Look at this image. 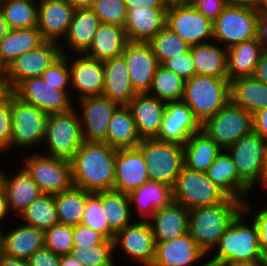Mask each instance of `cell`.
<instances>
[{"instance_id": "obj_1", "label": "cell", "mask_w": 267, "mask_h": 266, "mask_svg": "<svg viewBox=\"0 0 267 266\" xmlns=\"http://www.w3.org/2000/svg\"><path fill=\"white\" fill-rule=\"evenodd\" d=\"M116 151L107 143L83 141L70 159L73 186L89 192L113 189Z\"/></svg>"}, {"instance_id": "obj_2", "label": "cell", "mask_w": 267, "mask_h": 266, "mask_svg": "<svg viewBox=\"0 0 267 266\" xmlns=\"http://www.w3.org/2000/svg\"><path fill=\"white\" fill-rule=\"evenodd\" d=\"M251 209L247 199L243 201V209L226 227L214 248V251L217 250L216 255L207 260L209 266L233 261H264V254L259 245L258 227L254 221H251L249 226L244 220L246 216L249 217Z\"/></svg>"}, {"instance_id": "obj_3", "label": "cell", "mask_w": 267, "mask_h": 266, "mask_svg": "<svg viewBox=\"0 0 267 266\" xmlns=\"http://www.w3.org/2000/svg\"><path fill=\"white\" fill-rule=\"evenodd\" d=\"M242 209L243 203L231 197L216 205L191 209L188 233L206 254L212 252L226 227Z\"/></svg>"}, {"instance_id": "obj_4", "label": "cell", "mask_w": 267, "mask_h": 266, "mask_svg": "<svg viewBox=\"0 0 267 266\" xmlns=\"http://www.w3.org/2000/svg\"><path fill=\"white\" fill-rule=\"evenodd\" d=\"M182 101L202 124L230 101V82L228 78L195 74L185 80Z\"/></svg>"}, {"instance_id": "obj_5", "label": "cell", "mask_w": 267, "mask_h": 266, "mask_svg": "<svg viewBox=\"0 0 267 266\" xmlns=\"http://www.w3.org/2000/svg\"><path fill=\"white\" fill-rule=\"evenodd\" d=\"M137 147L143 154L150 181L173 187L184 166V146L153 138L142 139Z\"/></svg>"}, {"instance_id": "obj_6", "label": "cell", "mask_w": 267, "mask_h": 266, "mask_svg": "<svg viewBox=\"0 0 267 266\" xmlns=\"http://www.w3.org/2000/svg\"><path fill=\"white\" fill-rule=\"evenodd\" d=\"M173 201L188 210L224 202L229 196L206 173L183 166L172 187Z\"/></svg>"}, {"instance_id": "obj_7", "label": "cell", "mask_w": 267, "mask_h": 266, "mask_svg": "<svg viewBox=\"0 0 267 266\" xmlns=\"http://www.w3.org/2000/svg\"><path fill=\"white\" fill-rule=\"evenodd\" d=\"M77 108L65 113L48 114L45 155L70 160L83 142ZM49 151V152H48ZM48 152V153H47Z\"/></svg>"}, {"instance_id": "obj_8", "label": "cell", "mask_w": 267, "mask_h": 266, "mask_svg": "<svg viewBox=\"0 0 267 266\" xmlns=\"http://www.w3.org/2000/svg\"><path fill=\"white\" fill-rule=\"evenodd\" d=\"M201 131L226 150L242 136L253 132V115L229 101L216 115L201 124Z\"/></svg>"}, {"instance_id": "obj_9", "label": "cell", "mask_w": 267, "mask_h": 266, "mask_svg": "<svg viewBox=\"0 0 267 266\" xmlns=\"http://www.w3.org/2000/svg\"><path fill=\"white\" fill-rule=\"evenodd\" d=\"M22 168L43 194L55 195L73 186L70 160L32 153Z\"/></svg>"}, {"instance_id": "obj_10", "label": "cell", "mask_w": 267, "mask_h": 266, "mask_svg": "<svg viewBox=\"0 0 267 266\" xmlns=\"http://www.w3.org/2000/svg\"><path fill=\"white\" fill-rule=\"evenodd\" d=\"M12 136L10 147L30 148L43 143L48 114L11 92ZM39 143V144H38Z\"/></svg>"}, {"instance_id": "obj_11", "label": "cell", "mask_w": 267, "mask_h": 266, "mask_svg": "<svg viewBox=\"0 0 267 266\" xmlns=\"http://www.w3.org/2000/svg\"><path fill=\"white\" fill-rule=\"evenodd\" d=\"M265 140L252 132L242 136L226 151L232 157L238 175L253 189L259 185L266 190V166L264 160Z\"/></svg>"}, {"instance_id": "obj_12", "label": "cell", "mask_w": 267, "mask_h": 266, "mask_svg": "<svg viewBox=\"0 0 267 266\" xmlns=\"http://www.w3.org/2000/svg\"><path fill=\"white\" fill-rule=\"evenodd\" d=\"M258 10L226 6L213 22V41L229 48L256 37Z\"/></svg>"}, {"instance_id": "obj_13", "label": "cell", "mask_w": 267, "mask_h": 266, "mask_svg": "<svg viewBox=\"0 0 267 266\" xmlns=\"http://www.w3.org/2000/svg\"><path fill=\"white\" fill-rule=\"evenodd\" d=\"M11 92L47 114L65 113L74 108L70 91L55 89V86L45 83L41 76L21 81Z\"/></svg>"}, {"instance_id": "obj_14", "label": "cell", "mask_w": 267, "mask_h": 266, "mask_svg": "<svg viewBox=\"0 0 267 266\" xmlns=\"http://www.w3.org/2000/svg\"><path fill=\"white\" fill-rule=\"evenodd\" d=\"M166 26L190 46L213 41V23L191 3L169 6Z\"/></svg>"}, {"instance_id": "obj_15", "label": "cell", "mask_w": 267, "mask_h": 266, "mask_svg": "<svg viewBox=\"0 0 267 266\" xmlns=\"http://www.w3.org/2000/svg\"><path fill=\"white\" fill-rule=\"evenodd\" d=\"M83 141L106 143L107 128L113 113L120 106L104 95L88 96L78 100ZM82 117V118H81Z\"/></svg>"}, {"instance_id": "obj_16", "label": "cell", "mask_w": 267, "mask_h": 266, "mask_svg": "<svg viewBox=\"0 0 267 266\" xmlns=\"http://www.w3.org/2000/svg\"><path fill=\"white\" fill-rule=\"evenodd\" d=\"M61 56L60 44L52 41H44L37 48L19 55L8 67L9 90L27 78L42 76Z\"/></svg>"}, {"instance_id": "obj_17", "label": "cell", "mask_w": 267, "mask_h": 266, "mask_svg": "<svg viewBox=\"0 0 267 266\" xmlns=\"http://www.w3.org/2000/svg\"><path fill=\"white\" fill-rule=\"evenodd\" d=\"M114 251L121 248L125 257L141 266H151L156 249V242L148 221L135 220L115 234ZM131 257V258H130Z\"/></svg>"}, {"instance_id": "obj_18", "label": "cell", "mask_w": 267, "mask_h": 266, "mask_svg": "<svg viewBox=\"0 0 267 266\" xmlns=\"http://www.w3.org/2000/svg\"><path fill=\"white\" fill-rule=\"evenodd\" d=\"M200 130V122L182 100L167 102L161 127L155 139L184 146L189 138Z\"/></svg>"}, {"instance_id": "obj_19", "label": "cell", "mask_w": 267, "mask_h": 266, "mask_svg": "<svg viewBox=\"0 0 267 266\" xmlns=\"http://www.w3.org/2000/svg\"><path fill=\"white\" fill-rule=\"evenodd\" d=\"M132 88L136 94H148L154 74L160 65L148 43L128 42L122 53Z\"/></svg>"}, {"instance_id": "obj_20", "label": "cell", "mask_w": 267, "mask_h": 266, "mask_svg": "<svg viewBox=\"0 0 267 266\" xmlns=\"http://www.w3.org/2000/svg\"><path fill=\"white\" fill-rule=\"evenodd\" d=\"M69 55L64 54L68 59L70 87L72 91L79 93L78 100L88 96L102 95L105 79L103 61L85 54H73L78 56L74 57L75 59H70Z\"/></svg>"}, {"instance_id": "obj_21", "label": "cell", "mask_w": 267, "mask_h": 266, "mask_svg": "<svg viewBox=\"0 0 267 266\" xmlns=\"http://www.w3.org/2000/svg\"><path fill=\"white\" fill-rule=\"evenodd\" d=\"M113 190L130 194L150 181L147 165L138 147L117 149Z\"/></svg>"}, {"instance_id": "obj_22", "label": "cell", "mask_w": 267, "mask_h": 266, "mask_svg": "<svg viewBox=\"0 0 267 266\" xmlns=\"http://www.w3.org/2000/svg\"><path fill=\"white\" fill-rule=\"evenodd\" d=\"M206 255L187 232L170 241L156 243L151 266H195ZM200 266L209 265L204 262Z\"/></svg>"}, {"instance_id": "obj_23", "label": "cell", "mask_w": 267, "mask_h": 266, "mask_svg": "<svg viewBox=\"0 0 267 266\" xmlns=\"http://www.w3.org/2000/svg\"><path fill=\"white\" fill-rule=\"evenodd\" d=\"M75 8L67 0H38L37 29L45 41L64 38Z\"/></svg>"}, {"instance_id": "obj_24", "label": "cell", "mask_w": 267, "mask_h": 266, "mask_svg": "<svg viewBox=\"0 0 267 266\" xmlns=\"http://www.w3.org/2000/svg\"><path fill=\"white\" fill-rule=\"evenodd\" d=\"M167 8L136 7L127 10L124 26L128 42L147 43L166 26Z\"/></svg>"}, {"instance_id": "obj_25", "label": "cell", "mask_w": 267, "mask_h": 266, "mask_svg": "<svg viewBox=\"0 0 267 266\" xmlns=\"http://www.w3.org/2000/svg\"><path fill=\"white\" fill-rule=\"evenodd\" d=\"M156 243L170 241L188 232L189 210L172 201L148 220Z\"/></svg>"}, {"instance_id": "obj_26", "label": "cell", "mask_w": 267, "mask_h": 266, "mask_svg": "<svg viewBox=\"0 0 267 266\" xmlns=\"http://www.w3.org/2000/svg\"><path fill=\"white\" fill-rule=\"evenodd\" d=\"M208 178L222 189L229 197L243 201L253 190L237 173L232 157L222 150L214 162L208 167ZM251 190V191H250Z\"/></svg>"}, {"instance_id": "obj_27", "label": "cell", "mask_w": 267, "mask_h": 266, "mask_svg": "<svg viewBox=\"0 0 267 266\" xmlns=\"http://www.w3.org/2000/svg\"><path fill=\"white\" fill-rule=\"evenodd\" d=\"M141 139L156 138L163 119L166 103L148 94H137L127 105Z\"/></svg>"}, {"instance_id": "obj_28", "label": "cell", "mask_w": 267, "mask_h": 266, "mask_svg": "<svg viewBox=\"0 0 267 266\" xmlns=\"http://www.w3.org/2000/svg\"><path fill=\"white\" fill-rule=\"evenodd\" d=\"M0 184L5 190L7 196V205L9 212L20 215L26 207L40 197L43 193L38 188V185L21 167L13 176L6 175L4 170L0 173Z\"/></svg>"}, {"instance_id": "obj_29", "label": "cell", "mask_w": 267, "mask_h": 266, "mask_svg": "<svg viewBox=\"0 0 267 266\" xmlns=\"http://www.w3.org/2000/svg\"><path fill=\"white\" fill-rule=\"evenodd\" d=\"M100 23L91 8L75 9L64 37L66 43H60L62 55L67 53L64 46L71 49L73 54H84L89 49Z\"/></svg>"}, {"instance_id": "obj_30", "label": "cell", "mask_w": 267, "mask_h": 266, "mask_svg": "<svg viewBox=\"0 0 267 266\" xmlns=\"http://www.w3.org/2000/svg\"><path fill=\"white\" fill-rule=\"evenodd\" d=\"M104 87L102 95L117 102L120 106L128 105L137 95L130 82V73L123 56L103 61Z\"/></svg>"}, {"instance_id": "obj_31", "label": "cell", "mask_w": 267, "mask_h": 266, "mask_svg": "<svg viewBox=\"0 0 267 266\" xmlns=\"http://www.w3.org/2000/svg\"><path fill=\"white\" fill-rule=\"evenodd\" d=\"M131 206L138 211L137 220L148 221L156 210L173 201L172 186L163 182L148 181L129 194Z\"/></svg>"}, {"instance_id": "obj_32", "label": "cell", "mask_w": 267, "mask_h": 266, "mask_svg": "<svg viewBox=\"0 0 267 266\" xmlns=\"http://www.w3.org/2000/svg\"><path fill=\"white\" fill-rule=\"evenodd\" d=\"M43 247L44 231L24 222L6 234L3 233V254L8 257L27 260Z\"/></svg>"}, {"instance_id": "obj_33", "label": "cell", "mask_w": 267, "mask_h": 266, "mask_svg": "<svg viewBox=\"0 0 267 266\" xmlns=\"http://www.w3.org/2000/svg\"><path fill=\"white\" fill-rule=\"evenodd\" d=\"M262 53V47L256 37L227 48L228 81L252 76Z\"/></svg>"}, {"instance_id": "obj_34", "label": "cell", "mask_w": 267, "mask_h": 266, "mask_svg": "<svg viewBox=\"0 0 267 266\" xmlns=\"http://www.w3.org/2000/svg\"><path fill=\"white\" fill-rule=\"evenodd\" d=\"M127 43L123 27L101 22L89 49L84 54L105 61L121 56Z\"/></svg>"}, {"instance_id": "obj_35", "label": "cell", "mask_w": 267, "mask_h": 266, "mask_svg": "<svg viewBox=\"0 0 267 266\" xmlns=\"http://www.w3.org/2000/svg\"><path fill=\"white\" fill-rule=\"evenodd\" d=\"M230 101L253 115L267 108V84L253 76L235 79L230 82Z\"/></svg>"}, {"instance_id": "obj_36", "label": "cell", "mask_w": 267, "mask_h": 266, "mask_svg": "<svg viewBox=\"0 0 267 266\" xmlns=\"http://www.w3.org/2000/svg\"><path fill=\"white\" fill-rule=\"evenodd\" d=\"M218 44V45H217ZM195 74L227 78V48L210 41L190 47Z\"/></svg>"}, {"instance_id": "obj_37", "label": "cell", "mask_w": 267, "mask_h": 266, "mask_svg": "<svg viewBox=\"0 0 267 266\" xmlns=\"http://www.w3.org/2000/svg\"><path fill=\"white\" fill-rule=\"evenodd\" d=\"M142 141L127 105L119 106L110 118L106 143L115 149L134 148Z\"/></svg>"}, {"instance_id": "obj_38", "label": "cell", "mask_w": 267, "mask_h": 266, "mask_svg": "<svg viewBox=\"0 0 267 266\" xmlns=\"http://www.w3.org/2000/svg\"><path fill=\"white\" fill-rule=\"evenodd\" d=\"M44 41L37 27L10 29L0 40V60L9 67L19 55L37 48Z\"/></svg>"}, {"instance_id": "obj_39", "label": "cell", "mask_w": 267, "mask_h": 266, "mask_svg": "<svg viewBox=\"0 0 267 266\" xmlns=\"http://www.w3.org/2000/svg\"><path fill=\"white\" fill-rule=\"evenodd\" d=\"M223 149L201 130L194 133L184 145V166L206 173Z\"/></svg>"}, {"instance_id": "obj_40", "label": "cell", "mask_w": 267, "mask_h": 266, "mask_svg": "<svg viewBox=\"0 0 267 266\" xmlns=\"http://www.w3.org/2000/svg\"><path fill=\"white\" fill-rule=\"evenodd\" d=\"M95 193L101 198L104 216L115 233L133 222L129 194L113 189Z\"/></svg>"}, {"instance_id": "obj_41", "label": "cell", "mask_w": 267, "mask_h": 266, "mask_svg": "<svg viewBox=\"0 0 267 266\" xmlns=\"http://www.w3.org/2000/svg\"><path fill=\"white\" fill-rule=\"evenodd\" d=\"M91 192L72 186L55 194V206L59 223L75 226L81 224L86 198Z\"/></svg>"}, {"instance_id": "obj_42", "label": "cell", "mask_w": 267, "mask_h": 266, "mask_svg": "<svg viewBox=\"0 0 267 266\" xmlns=\"http://www.w3.org/2000/svg\"><path fill=\"white\" fill-rule=\"evenodd\" d=\"M9 29L37 27L38 0H0Z\"/></svg>"}, {"instance_id": "obj_43", "label": "cell", "mask_w": 267, "mask_h": 266, "mask_svg": "<svg viewBox=\"0 0 267 266\" xmlns=\"http://www.w3.org/2000/svg\"><path fill=\"white\" fill-rule=\"evenodd\" d=\"M184 87L185 80L181 76L159 65L148 95L165 103L180 101L183 99Z\"/></svg>"}, {"instance_id": "obj_44", "label": "cell", "mask_w": 267, "mask_h": 266, "mask_svg": "<svg viewBox=\"0 0 267 266\" xmlns=\"http://www.w3.org/2000/svg\"><path fill=\"white\" fill-rule=\"evenodd\" d=\"M20 217L25 222L24 224L36 227L43 231L58 224L55 195L42 194L26 207V209L19 215V218Z\"/></svg>"}, {"instance_id": "obj_45", "label": "cell", "mask_w": 267, "mask_h": 266, "mask_svg": "<svg viewBox=\"0 0 267 266\" xmlns=\"http://www.w3.org/2000/svg\"><path fill=\"white\" fill-rule=\"evenodd\" d=\"M147 43L157 57L160 65L171 58L188 52L191 47L179 35L171 31L167 26L162 28Z\"/></svg>"}, {"instance_id": "obj_46", "label": "cell", "mask_w": 267, "mask_h": 266, "mask_svg": "<svg viewBox=\"0 0 267 266\" xmlns=\"http://www.w3.org/2000/svg\"><path fill=\"white\" fill-rule=\"evenodd\" d=\"M81 224L100 232L108 240L113 241L115 238L116 233L110 228L104 216L101 198L95 192H91L86 198Z\"/></svg>"}, {"instance_id": "obj_47", "label": "cell", "mask_w": 267, "mask_h": 266, "mask_svg": "<svg viewBox=\"0 0 267 266\" xmlns=\"http://www.w3.org/2000/svg\"><path fill=\"white\" fill-rule=\"evenodd\" d=\"M114 243L107 240L104 244L82 247L74 246L71 254L79 259L84 266H115Z\"/></svg>"}, {"instance_id": "obj_48", "label": "cell", "mask_w": 267, "mask_h": 266, "mask_svg": "<svg viewBox=\"0 0 267 266\" xmlns=\"http://www.w3.org/2000/svg\"><path fill=\"white\" fill-rule=\"evenodd\" d=\"M45 247L57 255L70 254L74 247L73 226L55 224L44 231Z\"/></svg>"}, {"instance_id": "obj_49", "label": "cell", "mask_w": 267, "mask_h": 266, "mask_svg": "<svg viewBox=\"0 0 267 266\" xmlns=\"http://www.w3.org/2000/svg\"><path fill=\"white\" fill-rule=\"evenodd\" d=\"M91 9L100 22L115 24L124 28L127 18L124 0H93Z\"/></svg>"}, {"instance_id": "obj_50", "label": "cell", "mask_w": 267, "mask_h": 266, "mask_svg": "<svg viewBox=\"0 0 267 266\" xmlns=\"http://www.w3.org/2000/svg\"><path fill=\"white\" fill-rule=\"evenodd\" d=\"M45 83L55 86V89L69 91L70 70L68 59L62 55L56 62L49 66L41 76ZM69 89V90H68Z\"/></svg>"}, {"instance_id": "obj_51", "label": "cell", "mask_w": 267, "mask_h": 266, "mask_svg": "<svg viewBox=\"0 0 267 266\" xmlns=\"http://www.w3.org/2000/svg\"><path fill=\"white\" fill-rule=\"evenodd\" d=\"M12 136L11 119V91L0 101V152H7L10 148Z\"/></svg>"}, {"instance_id": "obj_52", "label": "cell", "mask_w": 267, "mask_h": 266, "mask_svg": "<svg viewBox=\"0 0 267 266\" xmlns=\"http://www.w3.org/2000/svg\"><path fill=\"white\" fill-rule=\"evenodd\" d=\"M162 66L178 74L184 80L190 79L195 75L194 61L190 50L186 53L165 61Z\"/></svg>"}, {"instance_id": "obj_53", "label": "cell", "mask_w": 267, "mask_h": 266, "mask_svg": "<svg viewBox=\"0 0 267 266\" xmlns=\"http://www.w3.org/2000/svg\"><path fill=\"white\" fill-rule=\"evenodd\" d=\"M108 239L98 231L91 227L78 224L73 226V241L74 246H96L104 244Z\"/></svg>"}, {"instance_id": "obj_54", "label": "cell", "mask_w": 267, "mask_h": 266, "mask_svg": "<svg viewBox=\"0 0 267 266\" xmlns=\"http://www.w3.org/2000/svg\"><path fill=\"white\" fill-rule=\"evenodd\" d=\"M190 3L212 23L226 7L225 0H192Z\"/></svg>"}, {"instance_id": "obj_55", "label": "cell", "mask_w": 267, "mask_h": 266, "mask_svg": "<svg viewBox=\"0 0 267 266\" xmlns=\"http://www.w3.org/2000/svg\"><path fill=\"white\" fill-rule=\"evenodd\" d=\"M60 256L43 247L36 250L28 259L29 266H58Z\"/></svg>"}, {"instance_id": "obj_56", "label": "cell", "mask_w": 267, "mask_h": 266, "mask_svg": "<svg viewBox=\"0 0 267 266\" xmlns=\"http://www.w3.org/2000/svg\"><path fill=\"white\" fill-rule=\"evenodd\" d=\"M252 221L258 227L259 245L262 253L267 254V206L256 212Z\"/></svg>"}, {"instance_id": "obj_57", "label": "cell", "mask_w": 267, "mask_h": 266, "mask_svg": "<svg viewBox=\"0 0 267 266\" xmlns=\"http://www.w3.org/2000/svg\"><path fill=\"white\" fill-rule=\"evenodd\" d=\"M253 132L267 140V108L253 114Z\"/></svg>"}, {"instance_id": "obj_58", "label": "cell", "mask_w": 267, "mask_h": 266, "mask_svg": "<svg viewBox=\"0 0 267 266\" xmlns=\"http://www.w3.org/2000/svg\"><path fill=\"white\" fill-rule=\"evenodd\" d=\"M256 39L262 47L263 51L267 52V16L258 14Z\"/></svg>"}, {"instance_id": "obj_59", "label": "cell", "mask_w": 267, "mask_h": 266, "mask_svg": "<svg viewBox=\"0 0 267 266\" xmlns=\"http://www.w3.org/2000/svg\"><path fill=\"white\" fill-rule=\"evenodd\" d=\"M127 10L136 7L168 8L163 0H124Z\"/></svg>"}, {"instance_id": "obj_60", "label": "cell", "mask_w": 267, "mask_h": 266, "mask_svg": "<svg viewBox=\"0 0 267 266\" xmlns=\"http://www.w3.org/2000/svg\"><path fill=\"white\" fill-rule=\"evenodd\" d=\"M255 79L267 84V52L263 51L252 75Z\"/></svg>"}, {"instance_id": "obj_61", "label": "cell", "mask_w": 267, "mask_h": 266, "mask_svg": "<svg viewBox=\"0 0 267 266\" xmlns=\"http://www.w3.org/2000/svg\"><path fill=\"white\" fill-rule=\"evenodd\" d=\"M263 0H225L226 6L247 7L258 10Z\"/></svg>"}, {"instance_id": "obj_62", "label": "cell", "mask_w": 267, "mask_h": 266, "mask_svg": "<svg viewBox=\"0 0 267 266\" xmlns=\"http://www.w3.org/2000/svg\"><path fill=\"white\" fill-rule=\"evenodd\" d=\"M0 266H29L27 260L8 257L4 254L0 256Z\"/></svg>"}, {"instance_id": "obj_63", "label": "cell", "mask_w": 267, "mask_h": 266, "mask_svg": "<svg viewBox=\"0 0 267 266\" xmlns=\"http://www.w3.org/2000/svg\"><path fill=\"white\" fill-rule=\"evenodd\" d=\"M58 266H84L82 262L74 257L71 253L60 255Z\"/></svg>"}, {"instance_id": "obj_64", "label": "cell", "mask_w": 267, "mask_h": 266, "mask_svg": "<svg viewBox=\"0 0 267 266\" xmlns=\"http://www.w3.org/2000/svg\"><path fill=\"white\" fill-rule=\"evenodd\" d=\"M9 213L8 205H7V196L4 188L0 184V222L6 218Z\"/></svg>"}, {"instance_id": "obj_65", "label": "cell", "mask_w": 267, "mask_h": 266, "mask_svg": "<svg viewBox=\"0 0 267 266\" xmlns=\"http://www.w3.org/2000/svg\"><path fill=\"white\" fill-rule=\"evenodd\" d=\"M218 266H264V261H233L220 263Z\"/></svg>"}, {"instance_id": "obj_66", "label": "cell", "mask_w": 267, "mask_h": 266, "mask_svg": "<svg viewBox=\"0 0 267 266\" xmlns=\"http://www.w3.org/2000/svg\"><path fill=\"white\" fill-rule=\"evenodd\" d=\"M75 9L91 8L93 0H67Z\"/></svg>"}, {"instance_id": "obj_67", "label": "cell", "mask_w": 267, "mask_h": 266, "mask_svg": "<svg viewBox=\"0 0 267 266\" xmlns=\"http://www.w3.org/2000/svg\"><path fill=\"white\" fill-rule=\"evenodd\" d=\"M9 27L4 19L3 13L0 10V40L9 32Z\"/></svg>"}, {"instance_id": "obj_68", "label": "cell", "mask_w": 267, "mask_h": 266, "mask_svg": "<svg viewBox=\"0 0 267 266\" xmlns=\"http://www.w3.org/2000/svg\"><path fill=\"white\" fill-rule=\"evenodd\" d=\"M0 82H8V67L0 60Z\"/></svg>"}, {"instance_id": "obj_69", "label": "cell", "mask_w": 267, "mask_h": 266, "mask_svg": "<svg viewBox=\"0 0 267 266\" xmlns=\"http://www.w3.org/2000/svg\"><path fill=\"white\" fill-rule=\"evenodd\" d=\"M10 92L8 82H0V101H2Z\"/></svg>"}, {"instance_id": "obj_70", "label": "cell", "mask_w": 267, "mask_h": 266, "mask_svg": "<svg viewBox=\"0 0 267 266\" xmlns=\"http://www.w3.org/2000/svg\"><path fill=\"white\" fill-rule=\"evenodd\" d=\"M167 7L179 4H185V0H163Z\"/></svg>"}, {"instance_id": "obj_71", "label": "cell", "mask_w": 267, "mask_h": 266, "mask_svg": "<svg viewBox=\"0 0 267 266\" xmlns=\"http://www.w3.org/2000/svg\"><path fill=\"white\" fill-rule=\"evenodd\" d=\"M258 13L267 16V0H263V3L258 9Z\"/></svg>"}, {"instance_id": "obj_72", "label": "cell", "mask_w": 267, "mask_h": 266, "mask_svg": "<svg viewBox=\"0 0 267 266\" xmlns=\"http://www.w3.org/2000/svg\"><path fill=\"white\" fill-rule=\"evenodd\" d=\"M264 160H265V166H266V190H267V140L265 141V145H264Z\"/></svg>"}, {"instance_id": "obj_73", "label": "cell", "mask_w": 267, "mask_h": 266, "mask_svg": "<svg viewBox=\"0 0 267 266\" xmlns=\"http://www.w3.org/2000/svg\"><path fill=\"white\" fill-rule=\"evenodd\" d=\"M0 228V256L3 254V231Z\"/></svg>"}, {"instance_id": "obj_74", "label": "cell", "mask_w": 267, "mask_h": 266, "mask_svg": "<svg viewBox=\"0 0 267 266\" xmlns=\"http://www.w3.org/2000/svg\"><path fill=\"white\" fill-rule=\"evenodd\" d=\"M264 266H267V254L264 255Z\"/></svg>"}, {"instance_id": "obj_75", "label": "cell", "mask_w": 267, "mask_h": 266, "mask_svg": "<svg viewBox=\"0 0 267 266\" xmlns=\"http://www.w3.org/2000/svg\"><path fill=\"white\" fill-rule=\"evenodd\" d=\"M192 0H185V3H190Z\"/></svg>"}]
</instances>
